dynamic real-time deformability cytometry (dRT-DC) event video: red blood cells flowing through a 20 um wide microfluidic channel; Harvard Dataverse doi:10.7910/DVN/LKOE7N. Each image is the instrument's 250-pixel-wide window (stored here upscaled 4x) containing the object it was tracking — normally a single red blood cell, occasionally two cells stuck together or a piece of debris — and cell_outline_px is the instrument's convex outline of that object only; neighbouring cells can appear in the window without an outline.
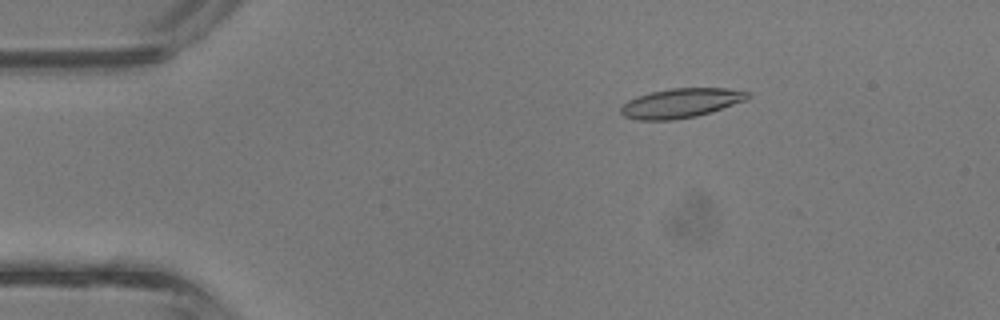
{"species": "common noctule bat (a hibernating species)", "species_latin": "Nyctalus noctula", "temperature_condition": "room temperature", "stored_images_in_passage": 4, "camera_frame_rate_fps": 3000, "um_per_image_px": 0.085, "animal": {"sex": "male", "body_mass_g": 13.3}, "frame": {"image": 1, "passage_image": 2, "time_ms": 0.333, "image_size_px": [1000, 320], "cell_outline_px": [[752, 96], [748, 100], [712, 112], [696, 116], [672, 120], [636, 120], [624, 116], [620, 112], [620, 108], [628, 100], [636, 96], [652, 92], [672, 88], [728, 88], [752, 92]], "centroid_in_image_um": [57.94, 8.76], "position_along_channel_um": 27.1, "area_um2": 22.02}}
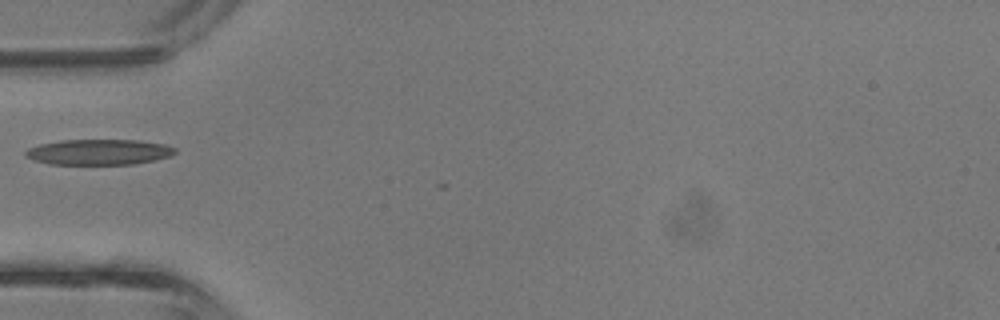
{"frame": {"image": 2, "passage_image": 4, "time_ms": 1.0, "image_size_px": [1000, 320], "cell_outline_px": [[176, 152], [168, 156], [152, 160], [132, 164], [48, 164], [24, 156], [24, 152], [28, 148], [40, 144], [60, 140], [140, 140], [164, 144], [176, 148]], "centroid_in_image_um": [8.37, 12.91], "position_along_channel_um": 76.6, "area_um2": 22.14}}